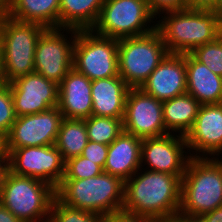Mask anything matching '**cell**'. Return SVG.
<instances>
[{"mask_svg": "<svg viewBox=\"0 0 222 222\" xmlns=\"http://www.w3.org/2000/svg\"><path fill=\"white\" fill-rule=\"evenodd\" d=\"M108 147L109 145L88 140L81 156L88 158L103 169L108 155Z\"/></svg>", "mask_w": 222, "mask_h": 222, "instance_id": "31", "label": "cell"}, {"mask_svg": "<svg viewBox=\"0 0 222 222\" xmlns=\"http://www.w3.org/2000/svg\"><path fill=\"white\" fill-rule=\"evenodd\" d=\"M8 151L10 172L36 178L55 189L65 174V161L55 145L29 146Z\"/></svg>", "mask_w": 222, "mask_h": 222, "instance_id": "11", "label": "cell"}, {"mask_svg": "<svg viewBox=\"0 0 222 222\" xmlns=\"http://www.w3.org/2000/svg\"><path fill=\"white\" fill-rule=\"evenodd\" d=\"M45 29L37 23L15 20L0 9V82L9 84L35 72L36 43Z\"/></svg>", "mask_w": 222, "mask_h": 222, "instance_id": "3", "label": "cell"}, {"mask_svg": "<svg viewBox=\"0 0 222 222\" xmlns=\"http://www.w3.org/2000/svg\"><path fill=\"white\" fill-rule=\"evenodd\" d=\"M55 196V188L45 181L9 172L0 204L22 222H45L50 218Z\"/></svg>", "mask_w": 222, "mask_h": 222, "instance_id": "6", "label": "cell"}, {"mask_svg": "<svg viewBox=\"0 0 222 222\" xmlns=\"http://www.w3.org/2000/svg\"><path fill=\"white\" fill-rule=\"evenodd\" d=\"M65 30V33L67 35L70 33L72 38L64 34ZM77 33V29L71 28H46L36 43L35 73L59 85L68 71L73 68L74 42Z\"/></svg>", "mask_w": 222, "mask_h": 222, "instance_id": "10", "label": "cell"}, {"mask_svg": "<svg viewBox=\"0 0 222 222\" xmlns=\"http://www.w3.org/2000/svg\"><path fill=\"white\" fill-rule=\"evenodd\" d=\"M142 139L123 131L108 147L103 172L120 178H131L141 167Z\"/></svg>", "mask_w": 222, "mask_h": 222, "instance_id": "19", "label": "cell"}, {"mask_svg": "<svg viewBox=\"0 0 222 222\" xmlns=\"http://www.w3.org/2000/svg\"><path fill=\"white\" fill-rule=\"evenodd\" d=\"M154 18L158 19L147 0H105L91 30L97 35L118 40L137 37L156 29Z\"/></svg>", "mask_w": 222, "mask_h": 222, "instance_id": "8", "label": "cell"}, {"mask_svg": "<svg viewBox=\"0 0 222 222\" xmlns=\"http://www.w3.org/2000/svg\"><path fill=\"white\" fill-rule=\"evenodd\" d=\"M200 217L204 222H222V206Z\"/></svg>", "mask_w": 222, "mask_h": 222, "instance_id": "37", "label": "cell"}, {"mask_svg": "<svg viewBox=\"0 0 222 222\" xmlns=\"http://www.w3.org/2000/svg\"><path fill=\"white\" fill-rule=\"evenodd\" d=\"M105 0H60L59 28L91 30Z\"/></svg>", "mask_w": 222, "mask_h": 222, "instance_id": "24", "label": "cell"}, {"mask_svg": "<svg viewBox=\"0 0 222 222\" xmlns=\"http://www.w3.org/2000/svg\"><path fill=\"white\" fill-rule=\"evenodd\" d=\"M88 143L85 119L63 118L55 146L61 152L64 161L80 156Z\"/></svg>", "mask_w": 222, "mask_h": 222, "instance_id": "25", "label": "cell"}, {"mask_svg": "<svg viewBox=\"0 0 222 222\" xmlns=\"http://www.w3.org/2000/svg\"><path fill=\"white\" fill-rule=\"evenodd\" d=\"M159 101L186 93V53H168L140 87Z\"/></svg>", "mask_w": 222, "mask_h": 222, "instance_id": "17", "label": "cell"}, {"mask_svg": "<svg viewBox=\"0 0 222 222\" xmlns=\"http://www.w3.org/2000/svg\"><path fill=\"white\" fill-rule=\"evenodd\" d=\"M201 104L185 93L163 102V119L169 133L186 136L194 125Z\"/></svg>", "mask_w": 222, "mask_h": 222, "instance_id": "23", "label": "cell"}, {"mask_svg": "<svg viewBox=\"0 0 222 222\" xmlns=\"http://www.w3.org/2000/svg\"><path fill=\"white\" fill-rule=\"evenodd\" d=\"M16 118L10 87L0 82V131L7 136Z\"/></svg>", "mask_w": 222, "mask_h": 222, "instance_id": "30", "label": "cell"}, {"mask_svg": "<svg viewBox=\"0 0 222 222\" xmlns=\"http://www.w3.org/2000/svg\"><path fill=\"white\" fill-rule=\"evenodd\" d=\"M55 195L68 206L106 217L123 209L124 182L106 172L85 179H62Z\"/></svg>", "mask_w": 222, "mask_h": 222, "instance_id": "4", "label": "cell"}, {"mask_svg": "<svg viewBox=\"0 0 222 222\" xmlns=\"http://www.w3.org/2000/svg\"><path fill=\"white\" fill-rule=\"evenodd\" d=\"M0 156H8L7 136L0 131Z\"/></svg>", "mask_w": 222, "mask_h": 222, "instance_id": "39", "label": "cell"}, {"mask_svg": "<svg viewBox=\"0 0 222 222\" xmlns=\"http://www.w3.org/2000/svg\"><path fill=\"white\" fill-rule=\"evenodd\" d=\"M129 89L120 76L92 81V115L124 118L125 100Z\"/></svg>", "mask_w": 222, "mask_h": 222, "instance_id": "20", "label": "cell"}, {"mask_svg": "<svg viewBox=\"0 0 222 222\" xmlns=\"http://www.w3.org/2000/svg\"><path fill=\"white\" fill-rule=\"evenodd\" d=\"M73 68L91 81L119 76L118 39L97 35L92 30H78Z\"/></svg>", "mask_w": 222, "mask_h": 222, "instance_id": "9", "label": "cell"}, {"mask_svg": "<svg viewBox=\"0 0 222 222\" xmlns=\"http://www.w3.org/2000/svg\"><path fill=\"white\" fill-rule=\"evenodd\" d=\"M215 3L216 0H187V8L213 10Z\"/></svg>", "mask_w": 222, "mask_h": 222, "instance_id": "35", "label": "cell"}, {"mask_svg": "<svg viewBox=\"0 0 222 222\" xmlns=\"http://www.w3.org/2000/svg\"><path fill=\"white\" fill-rule=\"evenodd\" d=\"M103 169L83 156H75L65 161L63 179H85L100 175Z\"/></svg>", "mask_w": 222, "mask_h": 222, "instance_id": "29", "label": "cell"}, {"mask_svg": "<svg viewBox=\"0 0 222 222\" xmlns=\"http://www.w3.org/2000/svg\"><path fill=\"white\" fill-rule=\"evenodd\" d=\"M169 52L160 32L118 40L119 76L130 88H140Z\"/></svg>", "mask_w": 222, "mask_h": 222, "instance_id": "7", "label": "cell"}, {"mask_svg": "<svg viewBox=\"0 0 222 222\" xmlns=\"http://www.w3.org/2000/svg\"><path fill=\"white\" fill-rule=\"evenodd\" d=\"M174 135L142 139L141 167L146 164L149 171L183 176L191 157L185 152L188 150L185 136Z\"/></svg>", "mask_w": 222, "mask_h": 222, "instance_id": "14", "label": "cell"}, {"mask_svg": "<svg viewBox=\"0 0 222 222\" xmlns=\"http://www.w3.org/2000/svg\"><path fill=\"white\" fill-rule=\"evenodd\" d=\"M151 12L158 18L166 11L181 10L187 8V0H147Z\"/></svg>", "mask_w": 222, "mask_h": 222, "instance_id": "32", "label": "cell"}, {"mask_svg": "<svg viewBox=\"0 0 222 222\" xmlns=\"http://www.w3.org/2000/svg\"><path fill=\"white\" fill-rule=\"evenodd\" d=\"M186 93L201 105L222 103V77L186 53Z\"/></svg>", "mask_w": 222, "mask_h": 222, "instance_id": "21", "label": "cell"}, {"mask_svg": "<svg viewBox=\"0 0 222 222\" xmlns=\"http://www.w3.org/2000/svg\"><path fill=\"white\" fill-rule=\"evenodd\" d=\"M62 120L63 116L58 106L17 117L7 135V150L55 145Z\"/></svg>", "mask_w": 222, "mask_h": 222, "instance_id": "13", "label": "cell"}, {"mask_svg": "<svg viewBox=\"0 0 222 222\" xmlns=\"http://www.w3.org/2000/svg\"><path fill=\"white\" fill-rule=\"evenodd\" d=\"M190 54L222 77V34L215 40L196 47Z\"/></svg>", "mask_w": 222, "mask_h": 222, "instance_id": "28", "label": "cell"}, {"mask_svg": "<svg viewBox=\"0 0 222 222\" xmlns=\"http://www.w3.org/2000/svg\"><path fill=\"white\" fill-rule=\"evenodd\" d=\"M222 206V158H194L187 163L181 182L179 211L202 216Z\"/></svg>", "mask_w": 222, "mask_h": 222, "instance_id": "5", "label": "cell"}, {"mask_svg": "<svg viewBox=\"0 0 222 222\" xmlns=\"http://www.w3.org/2000/svg\"><path fill=\"white\" fill-rule=\"evenodd\" d=\"M159 222H204L200 216H191L180 211Z\"/></svg>", "mask_w": 222, "mask_h": 222, "instance_id": "34", "label": "cell"}, {"mask_svg": "<svg viewBox=\"0 0 222 222\" xmlns=\"http://www.w3.org/2000/svg\"><path fill=\"white\" fill-rule=\"evenodd\" d=\"M8 0H0V9L2 8V6L7 2Z\"/></svg>", "mask_w": 222, "mask_h": 222, "instance_id": "41", "label": "cell"}, {"mask_svg": "<svg viewBox=\"0 0 222 222\" xmlns=\"http://www.w3.org/2000/svg\"><path fill=\"white\" fill-rule=\"evenodd\" d=\"M141 170L124 182L123 209L158 222L177 213L183 176Z\"/></svg>", "mask_w": 222, "mask_h": 222, "instance_id": "1", "label": "cell"}, {"mask_svg": "<svg viewBox=\"0 0 222 222\" xmlns=\"http://www.w3.org/2000/svg\"><path fill=\"white\" fill-rule=\"evenodd\" d=\"M50 222H104V217L86 210L71 207L56 196L50 209Z\"/></svg>", "mask_w": 222, "mask_h": 222, "instance_id": "27", "label": "cell"}, {"mask_svg": "<svg viewBox=\"0 0 222 222\" xmlns=\"http://www.w3.org/2000/svg\"><path fill=\"white\" fill-rule=\"evenodd\" d=\"M0 222H22L14 216L6 207L0 204Z\"/></svg>", "mask_w": 222, "mask_h": 222, "instance_id": "38", "label": "cell"}, {"mask_svg": "<svg viewBox=\"0 0 222 222\" xmlns=\"http://www.w3.org/2000/svg\"><path fill=\"white\" fill-rule=\"evenodd\" d=\"M162 14L156 29L169 53H190L222 34V24L213 10L185 8Z\"/></svg>", "mask_w": 222, "mask_h": 222, "instance_id": "2", "label": "cell"}, {"mask_svg": "<svg viewBox=\"0 0 222 222\" xmlns=\"http://www.w3.org/2000/svg\"><path fill=\"white\" fill-rule=\"evenodd\" d=\"M123 129L140 139L168 134L164 126L163 102L140 88H130L125 100Z\"/></svg>", "mask_w": 222, "mask_h": 222, "instance_id": "12", "label": "cell"}, {"mask_svg": "<svg viewBox=\"0 0 222 222\" xmlns=\"http://www.w3.org/2000/svg\"><path fill=\"white\" fill-rule=\"evenodd\" d=\"M88 140L110 145L123 131V118L90 116L85 119Z\"/></svg>", "mask_w": 222, "mask_h": 222, "instance_id": "26", "label": "cell"}, {"mask_svg": "<svg viewBox=\"0 0 222 222\" xmlns=\"http://www.w3.org/2000/svg\"><path fill=\"white\" fill-rule=\"evenodd\" d=\"M104 222H158L146 216L126 211L124 209L116 210L104 217Z\"/></svg>", "mask_w": 222, "mask_h": 222, "instance_id": "33", "label": "cell"}, {"mask_svg": "<svg viewBox=\"0 0 222 222\" xmlns=\"http://www.w3.org/2000/svg\"><path fill=\"white\" fill-rule=\"evenodd\" d=\"M8 85L17 117L43 112L59 104V85L35 72Z\"/></svg>", "mask_w": 222, "mask_h": 222, "instance_id": "15", "label": "cell"}, {"mask_svg": "<svg viewBox=\"0 0 222 222\" xmlns=\"http://www.w3.org/2000/svg\"><path fill=\"white\" fill-rule=\"evenodd\" d=\"M185 139L190 157H222V103L201 105Z\"/></svg>", "mask_w": 222, "mask_h": 222, "instance_id": "16", "label": "cell"}, {"mask_svg": "<svg viewBox=\"0 0 222 222\" xmlns=\"http://www.w3.org/2000/svg\"><path fill=\"white\" fill-rule=\"evenodd\" d=\"M213 11L218 15V18L222 24V0H216Z\"/></svg>", "mask_w": 222, "mask_h": 222, "instance_id": "40", "label": "cell"}, {"mask_svg": "<svg viewBox=\"0 0 222 222\" xmlns=\"http://www.w3.org/2000/svg\"><path fill=\"white\" fill-rule=\"evenodd\" d=\"M10 172V165L8 156H0V194L4 188V183L8 173Z\"/></svg>", "mask_w": 222, "mask_h": 222, "instance_id": "36", "label": "cell"}, {"mask_svg": "<svg viewBox=\"0 0 222 222\" xmlns=\"http://www.w3.org/2000/svg\"><path fill=\"white\" fill-rule=\"evenodd\" d=\"M1 10L18 21L59 28L60 0H8Z\"/></svg>", "mask_w": 222, "mask_h": 222, "instance_id": "22", "label": "cell"}, {"mask_svg": "<svg viewBox=\"0 0 222 222\" xmlns=\"http://www.w3.org/2000/svg\"><path fill=\"white\" fill-rule=\"evenodd\" d=\"M91 83L75 68L68 71L59 84L58 108L63 118L86 119L92 116Z\"/></svg>", "mask_w": 222, "mask_h": 222, "instance_id": "18", "label": "cell"}]
</instances>
